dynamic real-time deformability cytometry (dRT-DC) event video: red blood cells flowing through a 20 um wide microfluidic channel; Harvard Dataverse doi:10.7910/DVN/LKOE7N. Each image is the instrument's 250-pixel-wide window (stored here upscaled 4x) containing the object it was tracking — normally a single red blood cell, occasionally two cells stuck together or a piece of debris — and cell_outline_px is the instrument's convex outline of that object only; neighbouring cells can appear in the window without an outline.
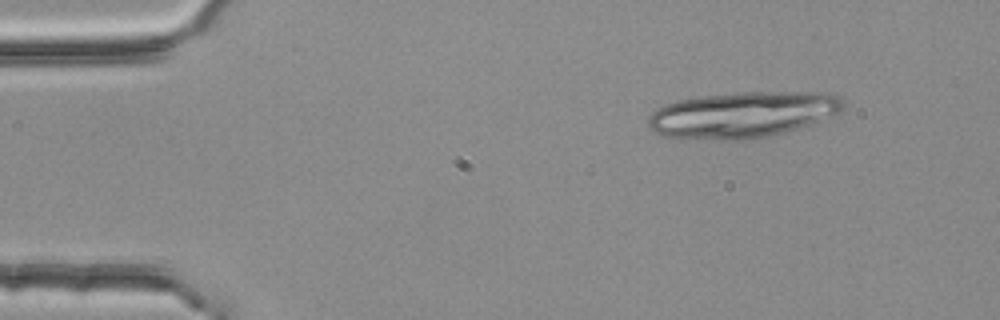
{"species": "common noctule bat (a hibernating species)", "species_latin": "Nyctalus noctula", "temperature_condition": "room temperature", "stored_images_in_passage": 3, "camera_frame_rate_fps": 3000, "um_per_image_px": 0.085, "animal": {"sex": "female", "body_mass_g": 25.1}, "frame": {"image": 1, "passage_image": 1, "time_ms": 0.0, "image_size_px": [1000, 320], "cell_outline_px": [[844, 104], [840, 112], [808, 124], [784, 132], [768, 136], [744, 140], [720, 140], [664, 136], [652, 132], [648, 128], [648, 116], [652, 112], [664, 104], [680, 100], [700, 96], [740, 92], [824, 92], [840, 96]], "centroid_in_image_um": [63.08, 9.74], "position_along_channel_um": 21.9, "area_um2": 52.14}}